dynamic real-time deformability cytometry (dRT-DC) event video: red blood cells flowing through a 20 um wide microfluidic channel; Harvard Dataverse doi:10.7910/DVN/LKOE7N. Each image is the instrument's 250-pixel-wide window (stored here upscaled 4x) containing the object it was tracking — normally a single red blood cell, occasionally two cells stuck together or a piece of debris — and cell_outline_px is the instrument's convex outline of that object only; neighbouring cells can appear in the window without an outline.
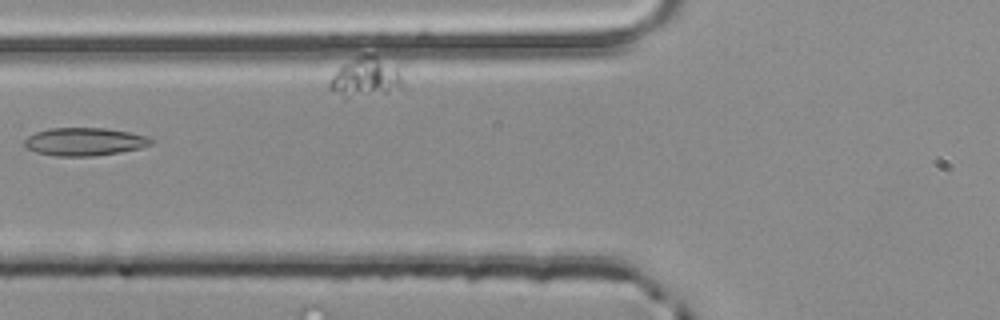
{"species": "common noctule bat (a hibernating species)", "species_latin": "Nyctalus noctula", "temperature_condition": "room temperature", "stored_images_in_passage": 4, "camera_frame_rate_fps": 3000, "um_per_image_px": 0.085, "animal": {"sex": "male", "body_mass_g": 20.4}, "frame": {"image": 1, "passage_image": 3, "time_ms": 0.667, "image_size_px": [1000, 320], "cell_outline_px": [[152, 144], [140, 148], [120, 152], [92, 156], [56, 156], [36, 152], [24, 148], [24, 140], [28, 136], [36, 132], [48, 128], [104, 128], [128, 132], [148, 136], [152, 140]], "centroid_in_image_um": [7.15, 12.04], "position_along_channel_um": 118.7, "area_um2": 20.63}}